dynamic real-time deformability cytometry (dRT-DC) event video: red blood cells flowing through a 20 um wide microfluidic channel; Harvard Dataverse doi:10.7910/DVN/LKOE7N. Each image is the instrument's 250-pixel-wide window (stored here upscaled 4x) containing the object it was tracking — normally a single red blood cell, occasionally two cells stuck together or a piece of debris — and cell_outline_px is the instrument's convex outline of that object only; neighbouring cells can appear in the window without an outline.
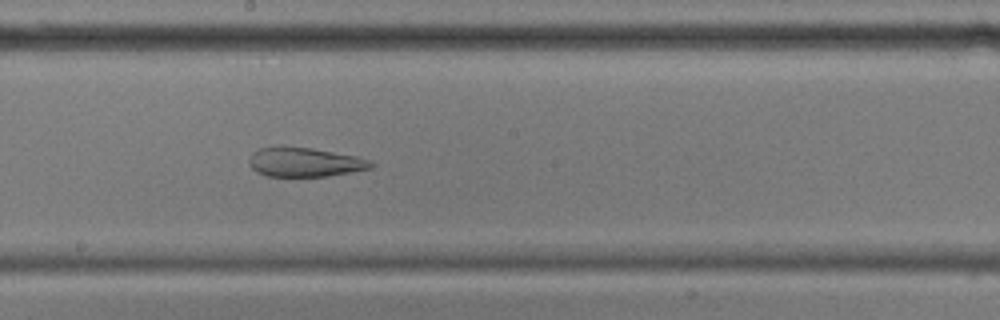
{"species": "common noctule bat (a hibernating species)", "species_latin": "Nyctalus noctula", "temperature_condition": "cold", "stored_images_in_passage": 55, "camera_frame_rate_fps": 3000, "um_per_image_px": 0.085, "animal": {"sex": "male", "body_mass_g": 17.9, "forearm_length_mm": 54.2}, "frame": {"image": 1, "passage_image": 29, "time_ms": 9.333, "image_size_px": [1000, 320], "cell_outline_px": [[376, 164], [372, 168], [352, 172], [328, 176], [268, 176], [256, 172], [248, 164], [248, 160], [252, 152], [260, 148], [280, 144], [312, 148], [360, 156], [372, 160]], "centroid_in_image_um": [25.92, 13.75], "position_along_channel_um": 222.3, "area_um2": 21.5}}
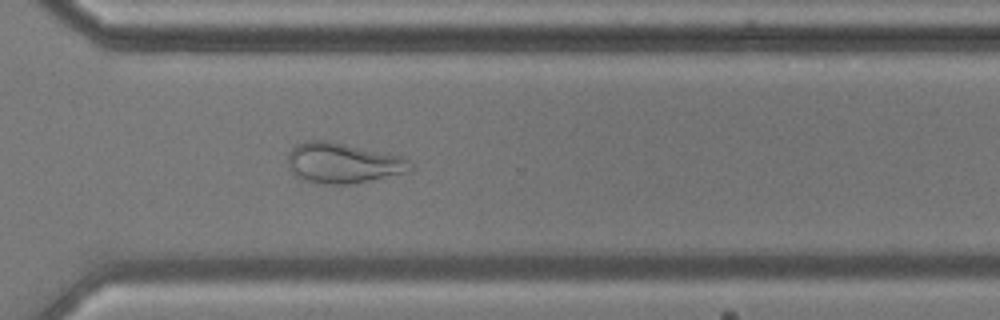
{"frame": {"image": 2, "passage_image": 39, "time_ms": 12.667, "image_size_px": [1000, 320], "cell_outline_px": [[412, 172], [348, 184], [320, 184], [304, 180], [296, 176], [288, 168], [288, 152], [296, 144], [304, 140], [328, 140], [400, 156], [408, 160], [412, 164]], "centroid_in_image_um": [29.12, 13.85], "position_along_channel_um": 341.5, "area_um2": 28.96}}
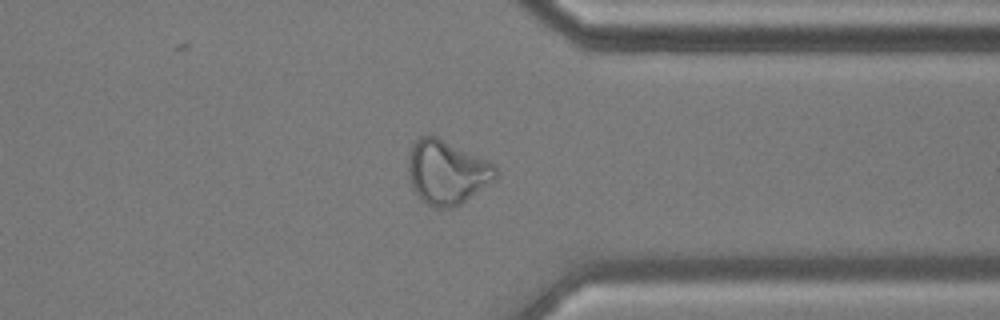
{"frame": {"image": 3, "passage_image": 42, "time_ms": 13.667, "image_size_px": [1000, 320], "cell_outline_px": [[500, 176], [460, 204], [452, 208], [436, 208], [428, 204], [412, 188], [408, 176], [408, 152], [412, 144], [420, 136], [436, 136], [488, 160], [496, 164]], "centroid_in_image_um": [38.0, 14.62], "position_along_channel_um": 373.4, "area_um2": 32.71}}